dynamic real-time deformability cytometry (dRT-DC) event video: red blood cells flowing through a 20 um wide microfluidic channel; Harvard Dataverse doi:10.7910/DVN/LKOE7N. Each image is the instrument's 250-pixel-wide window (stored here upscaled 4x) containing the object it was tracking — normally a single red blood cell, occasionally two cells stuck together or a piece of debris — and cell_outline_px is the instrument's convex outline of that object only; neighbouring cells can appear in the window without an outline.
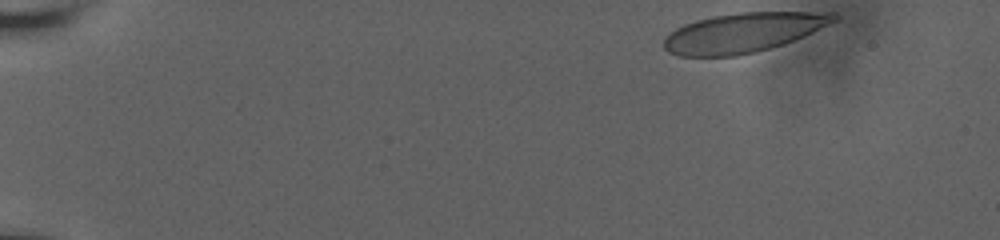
{"species": "human", "species_latin": "Homo sapiens", "temperature_condition": "room temperature", "stored_images_in_passage": 46, "camera_frame_rate_fps": 3000, "um_per_image_px": 0.085, "donor": {"sex": "male"}, "frame": {"image": 1, "passage_image": 1, "time_ms": 0.0, "image_size_px": [1000, 240], "cell_outline_px": [[840, 16], [836, 20], [804, 36], [784, 44], [736, 56], [680, 56], [668, 52], [664, 48], [664, 36], [676, 28], [684, 24], [696, 20], [712, 16], [740, 12], [836, 12]], "centroid_in_image_um": [63.16, 2.76], "position_along_channel_um": 21.8, "area_um2": 39.07}}
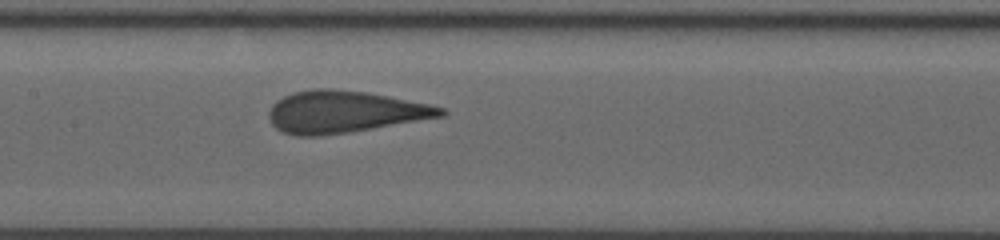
{"frame": {"image": 2, "passage_image": 25, "time_ms": 8.0, "image_size_px": [1000, 240], "cell_outline_px": [[448, 112], [444, 116], [348, 132], [316, 136], [296, 136], [284, 132], [276, 128], [272, 124], [268, 116], [268, 112], [272, 104], [276, 100], [292, 92], [312, 88], [332, 88], [364, 92], [388, 96], [428, 104], [444, 108]], "centroid_in_image_um": [29.22, 9.5], "position_along_channel_um": 178.2, "area_um2": 41.85}}
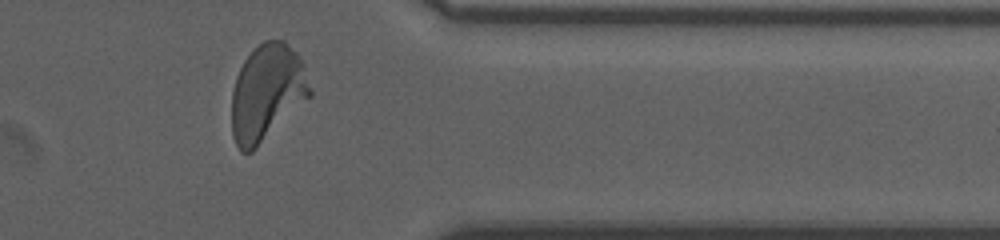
{"frame": {"image": 3, "passage_image": 43, "time_ms": 14.0, "image_size_px": [1000, 240], "cell_outline_px": [[312, 96], [252, 152], [240, 152], [232, 136], [232, 92], [236, 76], [244, 60], [264, 40], [284, 40], [296, 52], [300, 60], [312, 92]], "centroid_in_image_um": [22.68, 7.91], "position_along_channel_um": 388.7, "area_um2": 43.7}, "authors_computed_cell_mechanics": {"area_um2": 41.7027, "velocity_mm_per_s": 3.6526, "shape_relaxation_time_tau1_ms": 6.2611, "shape_relaxation_time_tau2_ms": null, "deformation_change_tau1": 0.2329, "deformation_change_tau2": null}}